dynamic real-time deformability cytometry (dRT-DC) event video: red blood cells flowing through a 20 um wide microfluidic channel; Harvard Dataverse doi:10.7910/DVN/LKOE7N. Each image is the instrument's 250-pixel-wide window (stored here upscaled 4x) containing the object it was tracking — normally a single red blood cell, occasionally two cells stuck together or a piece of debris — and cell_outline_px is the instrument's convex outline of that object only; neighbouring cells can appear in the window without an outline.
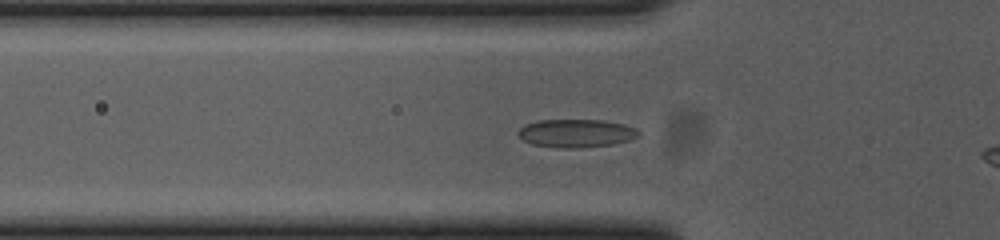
{"species": "common noctule bat (a hibernating species)", "species_latin": "Nyctalus noctula", "temperature_condition": "cold", "stored_images_in_passage": 33, "camera_frame_rate_fps": 3000, "um_per_image_px": 0.085, "animal": {"sex": "female", "body_mass_g": 23.0, "forearm_length_mm": 53.4}, "frame": {"image": 1, "passage_image": 6, "time_ms": 1.667, "image_size_px": [1000, 240], "cell_outline_px": [[640, 136], [628, 140], [612, 144], [572, 148], [564, 148], [532, 144], [524, 140], [516, 132], [524, 124], [536, 120], [604, 120], [624, 124], [636, 128], [640, 132]], "centroid_in_image_um": [48.97, 11.31], "position_along_channel_um": 76.8, "area_um2": 19.71}}
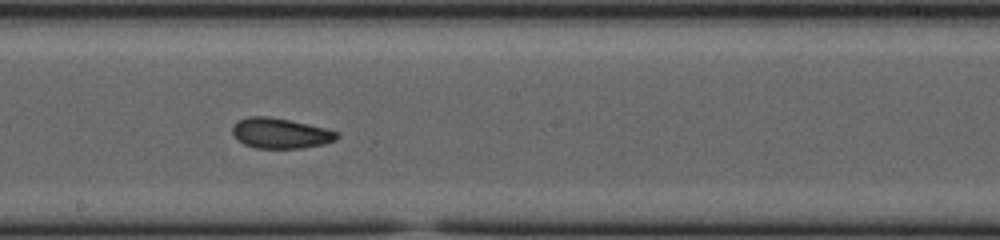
{"frame": {"image": 2, "passage_image": 18, "time_ms": 5.667, "image_size_px": [1000, 240], "cell_outline_px": [[340, 136], [336, 140], [324, 144], [304, 148], [256, 148], [244, 144], [236, 140], [232, 132], [232, 128], [240, 120], [248, 116], [268, 116], [288, 120], [324, 128], [340, 132]], "centroid_in_image_um": [23.85, 11.34], "position_along_channel_um": 224.3, "area_um2": 18.44}}
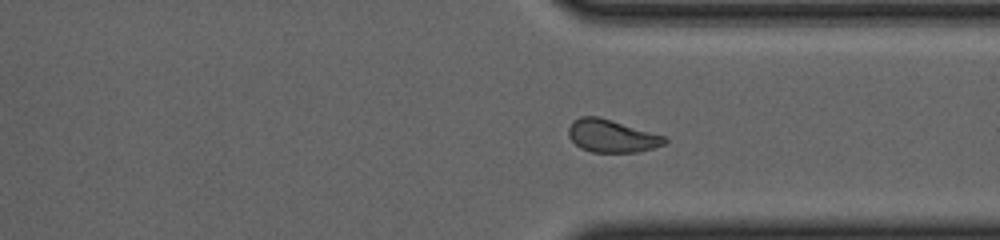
{"frame": {"image": 3, "passage_image": 29, "time_ms": 9.333, "image_size_px": [1000, 240], "cell_outline_px": [[668, 140], [664, 144], [652, 148], [636, 152], [592, 152], [580, 148], [568, 136], [568, 128], [572, 120], [580, 116], [600, 116], [664, 136]], "centroid_in_image_um": [51.95, 11.54], "position_along_channel_um": 359.5, "area_um2": 18.32}}